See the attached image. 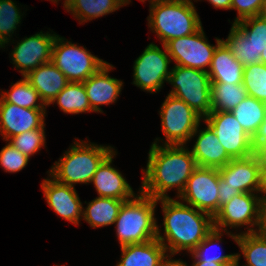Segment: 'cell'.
I'll use <instances>...</instances> for the list:
<instances>
[{"mask_svg":"<svg viewBox=\"0 0 266 266\" xmlns=\"http://www.w3.org/2000/svg\"><path fill=\"white\" fill-rule=\"evenodd\" d=\"M220 178L226 185L241 193H261L262 176L251 165L232 159L227 165L218 169Z\"/></svg>","mask_w":266,"mask_h":266,"instance_id":"cell-22","label":"cell"},{"mask_svg":"<svg viewBox=\"0 0 266 266\" xmlns=\"http://www.w3.org/2000/svg\"><path fill=\"white\" fill-rule=\"evenodd\" d=\"M19 10L12 0H0V48L10 42L12 34L20 24L22 13Z\"/></svg>","mask_w":266,"mask_h":266,"instance_id":"cell-35","label":"cell"},{"mask_svg":"<svg viewBox=\"0 0 266 266\" xmlns=\"http://www.w3.org/2000/svg\"><path fill=\"white\" fill-rule=\"evenodd\" d=\"M219 170L197 166L179 197L212 217L219 211Z\"/></svg>","mask_w":266,"mask_h":266,"instance_id":"cell-11","label":"cell"},{"mask_svg":"<svg viewBox=\"0 0 266 266\" xmlns=\"http://www.w3.org/2000/svg\"><path fill=\"white\" fill-rule=\"evenodd\" d=\"M223 42L244 67L260 63L256 58V50L252 42L248 40L246 35L235 24H232L230 33Z\"/></svg>","mask_w":266,"mask_h":266,"instance_id":"cell-31","label":"cell"},{"mask_svg":"<svg viewBox=\"0 0 266 266\" xmlns=\"http://www.w3.org/2000/svg\"><path fill=\"white\" fill-rule=\"evenodd\" d=\"M193 133L198 137L191 150L196 165L200 167L220 169L227 165L232 158L227 154L224 147L220 144L218 137L213 129L207 124L204 130H198Z\"/></svg>","mask_w":266,"mask_h":266,"instance_id":"cell-19","label":"cell"},{"mask_svg":"<svg viewBox=\"0 0 266 266\" xmlns=\"http://www.w3.org/2000/svg\"><path fill=\"white\" fill-rule=\"evenodd\" d=\"M170 95L183 100L203 119L212 112L211 81L207 71L174 65L168 81Z\"/></svg>","mask_w":266,"mask_h":266,"instance_id":"cell-6","label":"cell"},{"mask_svg":"<svg viewBox=\"0 0 266 266\" xmlns=\"http://www.w3.org/2000/svg\"><path fill=\"white\" fill-rule=\"evenodd\" d=\"M25 79L39 93L46 106H49L69 83L65 75L51 61L29 72Z\"/></svg>","mask_w":266,"mask_h":266,"instance_id":"cell-20","label":"cell"},{"mask_svg":"<svg viewBox=\"0 0 266 266\" xmlns=\"http://www.w3.org/2000/svg\"><path fill=\"white\" fill-rule=\"evenodd\" d=\"M204 122L213 129L220 144L232 159H236L252 141L230 111L211 112L204 118Z\"/></svg>","mask_w":266,"mask_h":266,"instance_id":"cell-15","label":"cell"},{"mask_svg":"<svg viewBox=\"0 0 266 266\" xmlns=\"http://www.w3.org/2000/svg\"><path fill=\"white\" fill-rule=\"evenodd\" d=\"M152 143L140 191L154 199L169 198L168 190L176 187L184 191L188 179L197 167L192 152L185 145H158Z\"/></svg>","mask_w":266,"mask_h":266,"instance_id":"cell-1","label":"cell"},{"mask_svg":"<svg viewBox=\"0 0 266 266\" xmlns=\"http://www.w3.org/2000/svg\"><path fill=\"white\" fill-rule=\"evenodd\" d=\"M222 231L213 229L204 240L191 252L194 261H210V262H218V263H237L239 266V258L240 254H220L211 256L208 253L209 249H213V246L217 247V243L221 241ZM218 248V247H217ZM220 251V250H219ZM212 254V253H211Z\"/></svg>","mask_w":266,"mask_h":266,"instance_id":"cell-32","label":"cell"},{"mask_svg":"<svg viewBox=\"0 0 266 266\" xmlns=\"http://www.w3.org/2000/svg\"><path fill=\"white\" fill-rule=\"evenodd\" d=\"M222 41L216 38L217 45H211L201 26L191 35L171 39L165 46L175 65L207 71L205 68L209 70L214 51Z\"/></svg>","mask_w":266,"mask_h":266,"instance_id":"cell-10","label":"cell"},{"mask_svg":"<svg viewBox=\"0 0 266 266\" xmlns=\"http://www.w3.org/2000/svg\"><path fill=\"white\" fill-rule=\"evenodd\" d=\"M112 152L114 148L111 146L76 140L55 162L49 170V176L73 187L76 183L89 184L98 167Z\"/></svg>","mask_w":266,"mask_h":266,"instance_id":"cell-4","label":"cell"},{"mask_svg":"<svg viewBox=\"0 0 266 266\" xmlns=\"http://www.w3.org/2000/svg\"><path fill=\"white\" fill-rule=\"evenodd\" d=\"M116 151L112 152L98 167L90 183H93L99 197L130 200L135 196L132 187L123 175L111 166Z\"/></svg>","mask_w":266,"mask_h":266,"instance_id":"cell-18","label":"cell"},{"mask_svg":"<svg viewBox=\"0 0 266 266\" xmlns=\"http://www.w3.org/2000/svg\"><path fill=\"white\" fill-rule=\"evenodd\" d=\"M236 243L247 263L243 266H266V237L260 231L240 233Z\"/></svg>","mask_w":266,"mask_h":266,"instance_id":"cell-29","label":"cell"},{"mask_svg":"<svg viewBox=\"0 0 266 266\" xmlns=\"http://www.w3.org/2000/svg\"><path fill=\"white\" fill-rule=\"evenodd\" d=\"M113 67L107 62L83 82L93 112L103 113L99 105L115 103L121 93L123 82L108 75Z\"/></svg>","mask_w":266,"mask_h":266,"instance_id":"cell-17","label":"cell"},{"mask_svg":"<svg viewBox=\"0 0 266 266\" xmlns=\"http://www.w3.org/2000/svg\"><path fill=\"white\" fill-rule=\"evenodd\" d=\"M252 140L256 143L266 144V118Z\"/></svg>","mask_w":266,"mask_h":266,"instance_id":"cell-41","label":"cell"},{"mask_svg":"<svg viewBox=\"0 0 266 266\" xmlns=\"http://www.w3.org/2000/svg\"><path fill=\"white\" fill-rule=\"evenodd\" d=\"M129 1H130V0H119L120 4H121L122 6L129 4V3H130ZM140 1L145 2L146 0H140ZM150 1H151V0H150Z\"/></svg>","mask_w":266,"mask_h":266,"instance_id":"cell-47","label":"cell"},{"mask_svg":"<svg viewBox=\"0 0 266 266\" xmlns=\"http://www.w3.org/2000/svg\"><path fill=\"white\" fill-rule=\"evenodd\" d=\"M127 200L96 197L82 211L83 219L93 228L114 224L120 207Z\"/></svg>","mask_w":266,"mask_h":266,"instance_id":"cell-24","label":"cell"},{"mask_svg":"<svg viewBox=\"0 0 266 266\" xmlns=\"http://www.w3.org/2000/svg\"><path fill=\"white\" fill-rule=\"evenodd\" d=\"M244 66L222 41L214 51L209 70L211 83L243 84Z\"/></svg>","mask_w":266,"mask_h":266,"instance_id":"cell-21","label":"cell"},{"mask_svg":"<svg viewBox=\"0 0 266 266\" xmlns=\"http://www.w3.org/2000/svg\"><path fill=\"white\" fill-rule=\"evenodd\" d=\"M264 197H258L254 193H240L235 195L231 201L220 207L213 217V227L216 230H223L236 242L238 234L228 233L226 227L238 228L249 225L246 233L260 231L262 222V203ZM258 226V229L252 228Z\"/></svg>","mask_w":266,"mask_h":266,"instance_id":"cell-7","label":"cell"},{"mask_svg":"<svg viewBox=\"0 0 266 266\" xmlns=\"http://www.w3.org/2000/svg\"><path fill=\"white\" fill-rule=\"evenodd\" d=\"M157 201L162 204L165 236L160 235L157 227L156 238L171 255L181 250L191 253L214 229L213 217L209 213L170 197Z\"/></svg>","mask_w":266,"mask_h":266,"instance_id":"cell-2","label":"cell"},{"mask_svg":"<svg viewBox=\"0 0 266 266\" xmlns=\"http://www.w3.org/2000/svg\"><path fill=\"white\" fill-rule=\"evenodd\" d=\"M121 260L116 266H159L167 251L156 238L148 242L121 246Z\"/></svg>","mask_w":266,"mask_h":266,"instance_id":"cell-23","label":"cell"},{"mask_svg":"<svg viewBox=\"0 0 266 266\" xmlns=\"http://www.w3.org/2000/svg\"><path fill=\"white\" fill-rule=\"evenodd\" d=\"M265 0H232L231 9H236L238 17L234 23H237L245 18L259 16L262 12Z\"/></svg>","mask_w":266,"mask_h":266,"instance_id":"cell-39","label":"cell"},{"mask_svg":"<svg viewBox=\"0 0 266 266\" xmlns=\"http://www.w3.org/2000/svg\"><path fill=\"white\" fill-rule=\"evenodd\" d=\"M45 199L56 214L78 225L83 206L73 186L60 183L54 178L44 179L41 183Z\"/></svg>","mask_w":266,"mask_h":266,"instance_id":"cell-16","label":"cell"},{"mask_svg":"<svg viewBox=\"0 0 266 266\" xmlns=\"http://www.w3.org/2000/svg\"><path fill=\"white\" fill-rule=\"evenodd\" d=\"M260 232L266 237V197H264L262 203V222Z\"/></svg>","mask_w":266,"mask_h":266,"instance_id":"cell-45","label":"cell"},{"mask_svg":"<svg viewBox=\"0 0 266 266\" xmlns=\"http://www.w3.org/2000/svg\"><path fill=\"white\" fill-rule=\"evenodd\" d=\"M11 86L9 92L1 91L0 97L5 102L27 109H46V105L42 102L39 93L31 86L25 77ZM38 100L40 103H37L39 102Z\"/></svg>","mask_w":266,"mask_h":266,"instance_id":"cell-30","label":"cell"},{"mask_svg":"<svg viewBox=\"0 0 266 266\" xmlns=\"http://www.w3.org/2000/svg\"><path fill=\"white\" fill-rule=\"evenodd\" d=\"M230 112L246 134L253 139L266 118V103L247 96Z\"/></svg>","mask_w":266,"mask_h":266,"instance_id":"cell-25","label":"cell"},{"mask_svg":"<svg viewBox=\"0 0 266 266\" xmlns=\"http://www.w3.org/2000/svg\"><path fill=\"white\" fill-rule=\"evenodd\" d=\"M124 201L114 222L121 246L148 242L157 237V199L143 194Z\"/></svg>","mask_w":266,"mask_h":266,"instance_id":"cell-5","label":"cell"},{"mask_svg":"<svg viewBox=\"0 0 266 266\" xmlns=\"http://www.w3.org/2000/svg\"><path fill=\"white\" fill-rule=\"evenodd\" d=\"M46 109H27L0 98V134L5 141L33 129L45 128Z\"/></svg>","mask_w":266,"mask_h":266,"instance_id":"cell-14","label":"cell"},{"mask_svg":"<svg viewBox=\"0 0 266 266\" xmlns=\"http://www.w3.org/2000/svg\"><path fill=\"white\" fill-rule=\"evenodd\" d=\"M243 85L247 95L266 103V64L262 62L245 66Z\"/></svg>","mask_w":266,"mask_h":266,"instance_id":"cell-34","label":"cell"},{"mask_svg":"<svg viewBox=\"0 0 266 266\" xmlns=\"http://www.w3.org/2000/svg\"><path fill=\"white\" fill-rule=\"evenodd\" d=\"M159 114L166 137L164 145H186L203 119L183 100L170 94L164 100Z\"/></svg>","mask_w":266,"mask_h":266,"instance_id":"cell-9","label":"cell"},{"mask_svg":"<svg viewBox=\"0 0 266 266\" xmlns=\"http://www.w3.org/2000/svg\"><path fill=\"white\" fill-rule=\"evenodd\" d=\"M56 34L42 31L26 37L14 47L10 54L15 68L25 77L38 66L51 61L52 46Z\"/></svg>","mask_w":266,"mask_h":266,"instance_id":"cell-13","label":"cell"},{"mask_svg":"<svg viewBox=\"0 0 266 266\" xmlns=\"http://www.w3.org/2000/svg\"><path fill=\"white\" fill-rule=\"evenodd\" d=\"M162 47L164 51L154 43H150L134 62L133 84L144 91L159 92L164 81H168L171 74L168 68L171 58L166 46Z\"/></svg>","mask_w":266,"mask_h":266,"instance_id":"cell-12","label":"cell"},{"mask_svg":"<svg viewBox=\"0 0 266 266\" xmlns=\"http://www.w3.org/2000/svg\"><path fill=\"white\" fill-rule=\"evenodd\" d=\"M29 157L14 148L9 142L0 151V165L10 173L19 172L28 164Z\"/></svg>","mask_w":266,"mask_h":266,"instance_id":"cell-38","label":"cell"},{"mask_svg":"<svg viewBox=\"0 0 266 266\" xmlns=\"http://www.w3.org/2000/svg\"><path fill=\"white\" fill-rule=\"evenodd\" d=\"M261 62L263 64H266V50H265V52H262V54H261Z\"/></svg>","mask_w":266,"mask_h":266,"instance_id":"cell-49","label":"cell"},{"mask_svg":"<svg viewBox=\"0 0 266 266\" xmlns=\"http://www.w3.org/2000/svg\"><path fill=\"white\" fill-rule=\"evenodd\" d=\"M214 8L231 9L232 0H208Z\"/></svg>","mask_w":266,"mask_h":266,"instance_id":"cell-44","label":"cell"},{"mask_svg":"<svg viewBox=\"0 0 266 266\" xmlns=\"http://www.w3.org/2000/svg\"><path fill=\"white\" fill-rule=\"evenodd\" d=\"M260 15L266 18V0L264 1V6Z\"/></svg>","mask_w":266,"mask_h":266,"instance_id":"cell-48","label":"cell"},{"mask_svg":"<svg viewBox=\"0 0 266 266\" xmlns=\"http://www.w3.org/2000/svg\"><path fill=\"white\" fill-rule=\"evenodd\" d=\"M122 5L119 0H65L64 8L80 23L115 12Z\"/></svg>","mask_w":266,"mask_h":266,"instance_id":"cell-26","label":"cell"},{"mask_svg":"<svg viewBox=\"0 0 266 266\" xmlns=\"http://www.w3.org/2000/svg\"><path fill=\"white\" fill-rule=\"evenodd\" d=\"M234 24L252 42L256 50V58L261 62V54L266 50V18L261 15L253 16Z\"/></svg>","mask_w":266,"mask_h":266,"instance_id":"cell-33","label":"cell"},{"mask_svg":"<svg viewBox=\"0 0 266 266\" xmlns=\"http://www.w3.org/2000/svg\"><path fill=\"white\" fill-rule=\"evenodd\" d=\"M192 266H237V263H218L210 261H194Z\"/></svg>","mask_w":266,"mask_h":266,"instance_id":"cell-43","label":"cell"},{"mask_svg":"<svg viewBox=\"0 0 266 266\" xmlns=\"http://www.w3.org/2000/svg\"><path fill=\"white\" fill-rule=\"evenodd\" d=\"M247 96L243 84L211 83L212 112L232 111Z\"/></svg>","mask_w":266,"mask_h":266,"instance_id":"cell-28","label":"cell"},{"mask_svg":"<svg viewBox=\"0 0 266 266\" xmlns=\"http://www.w3.org/2000/svg\"><path fill=\"white\" fill-rule=\"evenodd\" d=\"M65 38L56 36L51 62L65 75L69 82L83 83L107 62L94 56L84 46H78Z\"/></svg>","mask_w":266,"mask_h":266,"instance_id":"cell-8","label":"cell"},{"mask_svg":"<svg viewBox=\"0 0 266 266\" xmlns=\"http://www.w3.org/2000/svg\"><path fill=\"white\" fill-rule=\"evenodd\" d=\"M236 160L251 165L262 176L266 170V144L250 141Z\"/></svg>","mask_w":266,"mask_h":266,"instance_id":"cell-37","label":"cell"},{"mask_svg":"<svg viewBox=\"0 0 266 266\" xmlns=\"http://www.w3.org/2000/svg\"><path fill=\"white\" fill-rule=\"evenodd\" d=\"M262 194H265L263 195V197H266V170L265 173L262 175Z\"/></svg>","mask_w":266,"mask_h":266,"instance_id":"cell-46","label":"cell"},{"mask_svg":"<svg viewBox=\"0 0 266 266\" xmlns=\"http://www.w3.org/2000/svg\"><path fill=\"white\" fill-rule=\"evenodd\" d=\"M240 193L241 192L239 190L233 189L231 186L226 185L225 182L220 178L219 173V209L225 203L231 201L235 195Z\"/></svg>","mask_w":266,"mask_h":266,"instance_id":"cell-40","label":"cell"},{"mask_svg":"<svg viewBox=\"0 0 266 266\" xmlns=\"http://www.w3.org/2000/svg\"><path fill=\"white\" fill-rule=\"evenodd\" d=\"M68 114L92 112L86 90L81 82H69L67 86L52 100Z\"/></svg>","mask_w":266,"mask_h":266,"instance_id":"cell-27","label":"cell"},{"mask_svg":"<svg viewBox=\"0 0 266 266\" xmlns=\"http://www.w3.org/2000/svg\"><path fill=\"white\" fill-rule=\"evenodd\" d=\"M192 0H151L148 26L162 45L174 38L195 33L201 20Z\"/></svg>","mask_w":266,"mask_h":266,"instance_id":"cell-3","label":"cell"},{"mask_svg":"<svg viewBox=\"0 0 266 266\" xmlns=\"http://www.w3.org/2000/svg\"><path fill=\"white\" fill-rule=\"evenodd\" d=\"M172 255L166 254L165 257L161 260L159 266H187L186 262L179 260H173L169 257ZM168 258V259H167Z\"/></svg>","mask_w":266,"mask_h":266,"instance_id":"cell-42","label":"cell"},{"mask_svg":"<svg viewBox=\"0 0 266 266\" xmlns=\"http://www.w3.org/2000/svg\"><path fill=\"white\" fill-rule=\"evenodd\" d=\"M45 129H33L11 137V145L29 158L45 146Z\"/></svg>","mask_w":266,"mask_h":266,"instance_id":"cell-36","label":"cell"}]
</instances>
